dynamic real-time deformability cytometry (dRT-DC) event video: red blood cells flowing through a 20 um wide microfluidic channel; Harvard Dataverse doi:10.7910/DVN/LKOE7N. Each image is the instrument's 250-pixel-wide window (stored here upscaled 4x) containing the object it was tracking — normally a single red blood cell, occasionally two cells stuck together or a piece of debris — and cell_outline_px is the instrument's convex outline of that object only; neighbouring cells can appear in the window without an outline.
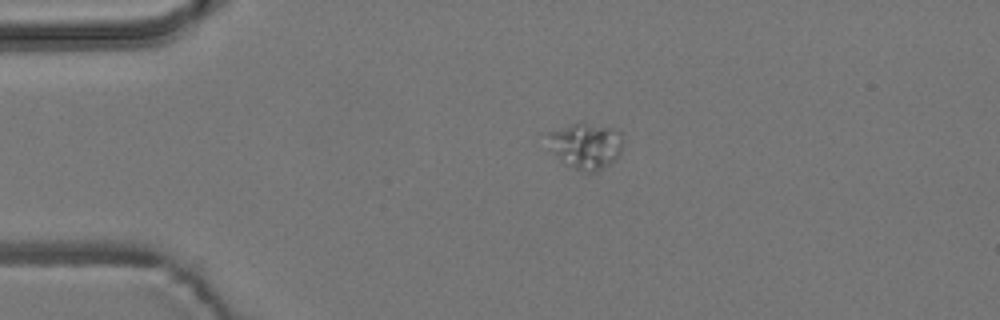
{"species": "common noctule bat (a hibernating species)", "species_latin": "Nyctalus noctula", "temperature_condition": "room temperature", "stored_images_in_passage": 2, "camera_frame_rate_fps": 3000, "um_per_image_px": 0.085, "animal": {"sex": "male", "body_mass_g": 19.2, "forearm_length_mm": 51.8}, "frame": {"image": 1, "passage_image": 1, "time_ms": 0.0, "image_size_px": [1000, 320], "cell_outline_px": [[624, 140], [620, 156], [596, 172], [584, 172], [564, 164], [556, 156], [544, 132], [580, 120], [612, 128], [620, 132]], "centroid_in_image_um": [49.78, 12.34], "position_along_channel_um": 35.2, "area_um2": 20.75}}